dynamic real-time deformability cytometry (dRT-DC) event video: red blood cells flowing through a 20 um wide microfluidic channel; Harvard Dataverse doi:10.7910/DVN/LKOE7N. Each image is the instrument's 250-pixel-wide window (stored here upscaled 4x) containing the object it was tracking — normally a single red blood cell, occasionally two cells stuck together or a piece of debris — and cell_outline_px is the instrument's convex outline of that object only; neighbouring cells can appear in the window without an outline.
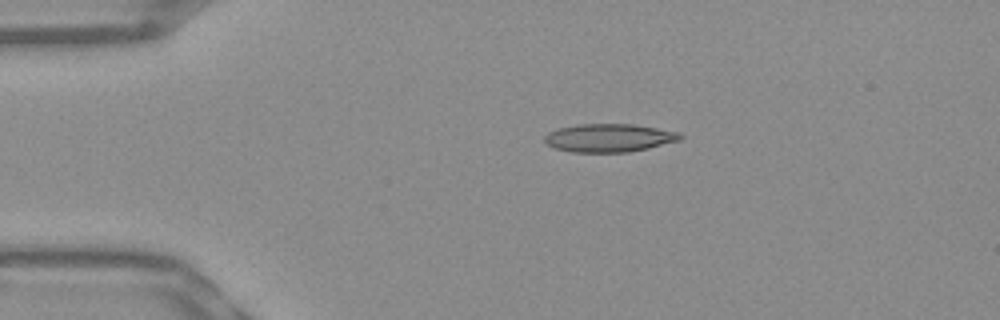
{"species": "Egyptian fruit bat (a non-hibernating species)", "species_latin": "Rousettus aegyptiacus", "temperature_condition": "warm", "stored_images_in_passage": 42, "camera_frame_rate_fps": 3000, "um_per_image_px": 0.085, "frame": {"image": 1, "passage_image": 1, "time_ms": 0.0, "image_size_px": [1000, 320], "cell_outline_px": [[684, 136], [680, 140], [648, 148], [628, 152], [572, 152], [556, 148], [548, 144], [544, 140], [544, 136], [548, 132], [560, 128], [580, 124], [632, 124], [680, 132]], "centroid_in_image_um": [51.79, 11.72], "position_along_channel_um": 33.2, "area_um2": 22.14}}
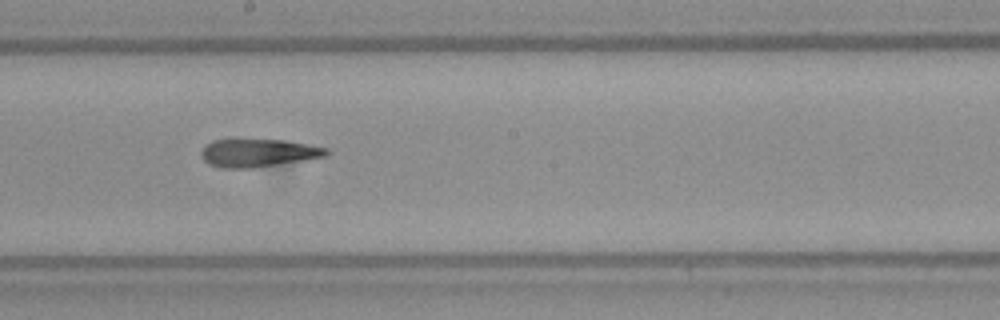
{"frame": {"image": 2, "passage_image": 19, "time_ms": 6.0, "image_size_px": [1000, 320], "cell_outline_px": [[332, 152], [328, 156], [304, 160], [252, 168], [224, 168], [208, 164], [204, 160], [200, 152], [204, 144], [212, 140], [236, 136], [284, 140], [308, 144], [328, 148]], "centroid_in_image_um": [21.91, 12.94], "position_along_channel_um": 226.3, "area_um2": 21.5}}
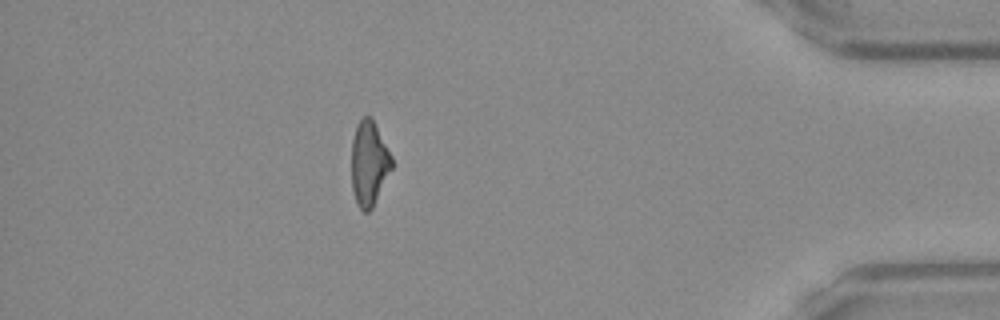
{"frame": {"image": 3, "passage_image": 36, "time_ms": 11.667, "image_size_px": [1000, 320], "cell_outline_px": [[392, 168], [372, 208], [368, 212], [364, 212], [356, 204], [352, 188], [352, 140], [356, 124], [364, 116], [372, 116], [392, 156]], "centroid_in_image_um": [31.37, 13.86], "position_along_channel_um": 403.8, "area_um2": 19.94}, "authors_computed_cell_mechanics": {"area_um2": 20.9236, "velocity_mm_per_s": 3.934, "shape_relaxation_time_tau1_ms": null, "shape_relaxation_time_tau2_ms": 4.1759, "deformation_change_tau1": null, "deformation_change_tau2": 0.1552}}